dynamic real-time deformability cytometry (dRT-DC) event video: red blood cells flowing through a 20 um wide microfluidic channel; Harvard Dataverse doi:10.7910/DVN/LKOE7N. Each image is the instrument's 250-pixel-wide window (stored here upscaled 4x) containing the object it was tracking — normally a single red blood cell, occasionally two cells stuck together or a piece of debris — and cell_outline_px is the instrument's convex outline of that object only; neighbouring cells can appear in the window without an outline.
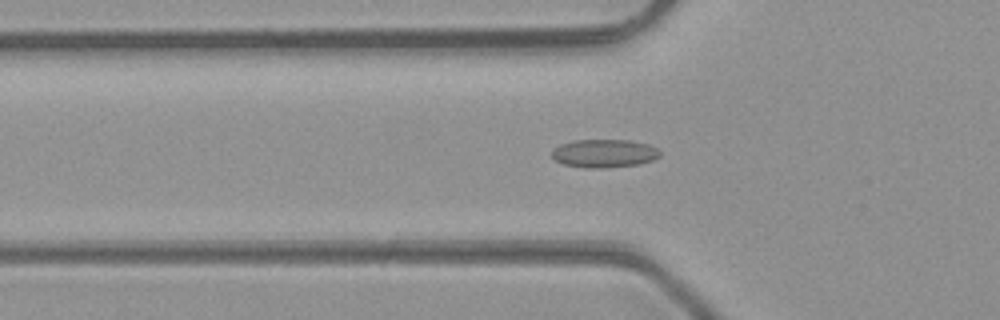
{"species": "common noctule bat (a hibernating species)", "species_latin": "Nyctalus noctula", "temperature_condition": "room temperature", "stored_images_in_passage": 39, "camera_frame_rate_fps": 3000, "um_per_image_px": 0.085, "animal": {"sex": "male", "body_mass_g": 23.1, "forearm_length_mm": 52.7}, "frame": {"image": 1, "passage_image": 13, "time_ms": 4.0, "image_size_px": [1000, 320], "cell_outline_px": [[660, 156], [652, 160], [640, 164], [600, 168], [584, 168], [564, 164], [556, 160], [552, 156], [552, 148], [560, 144], [576, 140], [628, 140], [648, 144], [656, 148], [660, 152]], "centroid_in_image_um": [51.34, 13.04], "position_along_channel_um": 74.5, "area_um2": 17.74}}
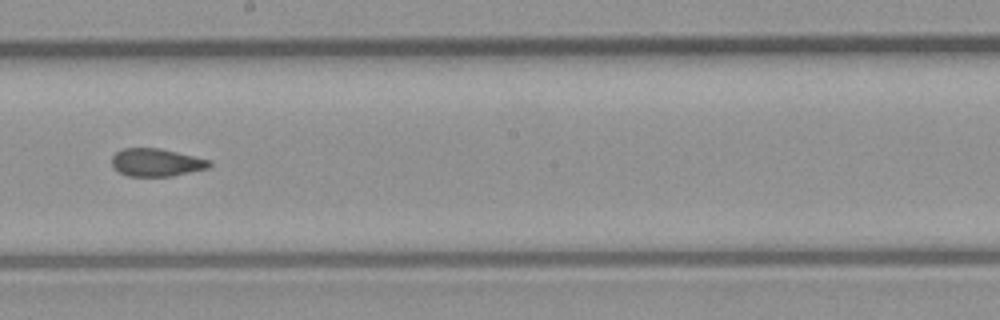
{"frame": {"image": 2, "passage_image": 24, "time_ms": 7.667, "image_size_px": [1000, 320], "cell_outline_px": [[212, 164], [208, 168], [172, 176], [128, 176], [120, 172], [112, 164], [112, 156], [116, 152], [124, 148], [160, 148], [212, 160]], "centroid_in_image_um": [13.32, 13.8], "position_along_channel_um": 234.9, "area_um2": 15.78}}
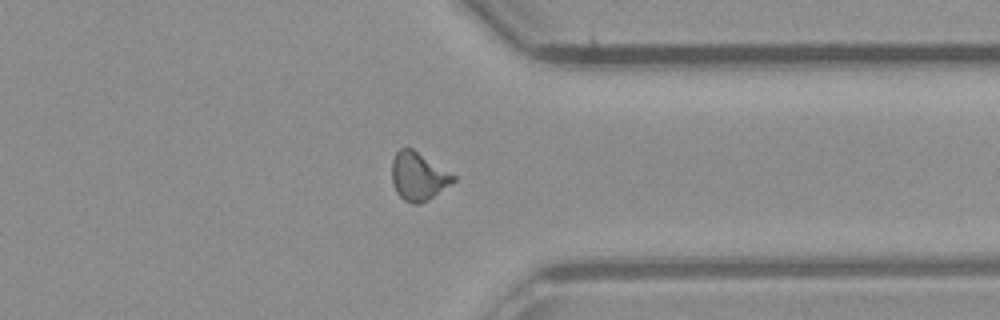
{"frame": {"image": 3, "passage_image": 34, "time_ms": 11.0, "image_size_px": [1000, 320], "cell_outline_px": [[456, 180], [420, 204], [412, 204], [404, 200], [396, 192], [392, 184], [392, 160], [396, 152], [400, 148], [412, 148], [456, 176]], "centroid_in_image_um": [35.52, 14.98], "position_along_channel_um": 375.9, "area_um2": 16.99}}